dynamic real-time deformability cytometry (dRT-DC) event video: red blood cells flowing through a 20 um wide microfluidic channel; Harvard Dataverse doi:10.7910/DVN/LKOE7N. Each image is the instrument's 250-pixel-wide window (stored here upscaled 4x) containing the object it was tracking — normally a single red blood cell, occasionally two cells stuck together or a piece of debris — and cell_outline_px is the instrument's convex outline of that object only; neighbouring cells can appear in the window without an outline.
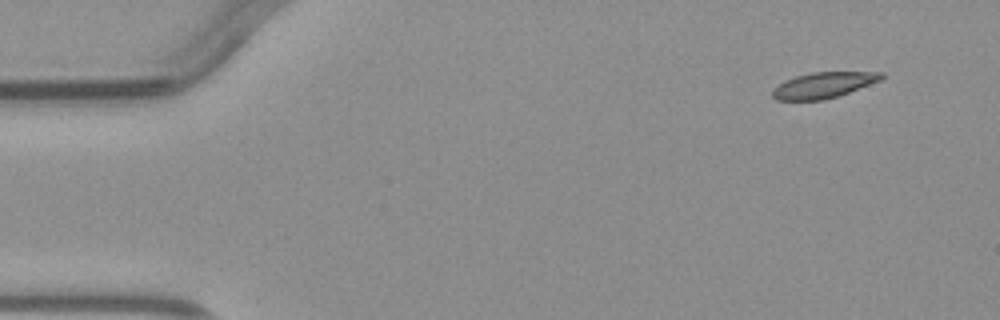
{"species": "common noctule bat (a hibernating species)", "species_latin": "Nyctalus noctula", "temperature_condition": "warm", "stored_images_in_passage": 4, "camera_frame_rate_fps": 3000, "um_per_image_px": 0.085, "animal": {"sex": "male", "body_mass_g": 23.1, "forearm_length_mm": 52.7}, "frame": {"image": 1, "passage_image": 1, "time_ms": 0.0, "image_size_px": [1000, 320], "cell_outline_px": [[884, 76], [880, 80], [848, 92], [824, 100], [776, 100], [772, 96], [772, 92], [784, 80], [796, 76], [812, 72], [884, 72]], "centroid_in_image_um": [69.98, 7.23], "position_along_channel_um": 15.0, "area_um2": 16.07}}